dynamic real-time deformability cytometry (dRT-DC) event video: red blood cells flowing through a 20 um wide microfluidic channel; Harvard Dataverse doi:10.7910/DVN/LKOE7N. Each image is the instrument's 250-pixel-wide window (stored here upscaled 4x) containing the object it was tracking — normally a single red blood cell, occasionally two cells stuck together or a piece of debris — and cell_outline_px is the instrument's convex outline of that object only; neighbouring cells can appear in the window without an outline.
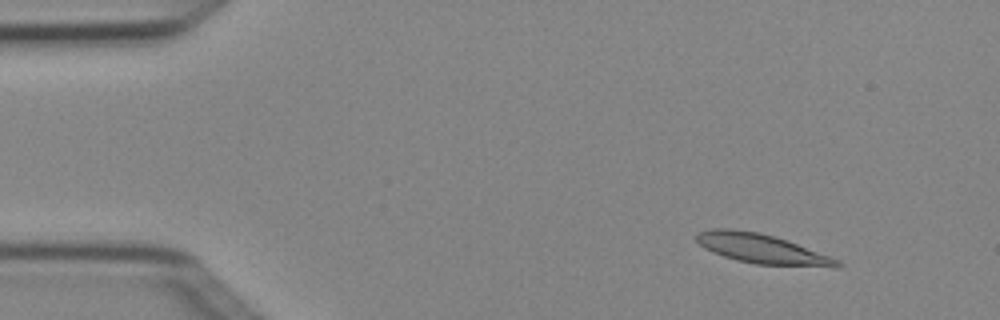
{"species": "Egyptian fruit bat (a non-hibernating species)", "species_latin": "Rousettus aegyptiacus", "temperature_condition": "cold", "stored_images_in_passage": 3, "camera_frame_rate_fps": 3000, "um_per_image_px": 0.085, "animal": {"sex": "female"}, "frame": {"image": 1, "passage_image": 1, "time_ms": 0.0, "image_size_px": [1000, 320], "cell_outline_px": [[844, 264], [840, 268], [832, 268], [756, 264], [736, 260], [712, 252], [704, 248], [696, 240], [696, 232], [712, 228], [732, 228], [760, 232], [788, 240], [840, 260]], "centroid_in_image_um": [64.8, 21.15], "position_along_channel_um": 20.2, "area_um2": 24.74}}